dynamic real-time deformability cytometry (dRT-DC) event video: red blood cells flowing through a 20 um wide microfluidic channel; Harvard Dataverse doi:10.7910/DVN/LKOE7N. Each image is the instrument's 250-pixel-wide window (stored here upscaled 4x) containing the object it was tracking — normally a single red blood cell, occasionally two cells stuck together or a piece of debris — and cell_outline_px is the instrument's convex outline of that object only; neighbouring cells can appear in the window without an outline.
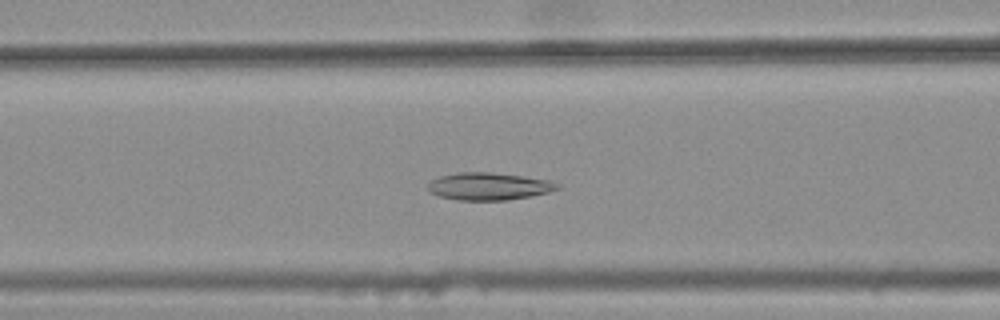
{"species": "common noctule bat (a hibernating species)", "species_latin": "Nyctalus noctula", "temperature_condition": "warm", "stored_images_in_passage": 44, "camera_frame_rate_fps": 3000, "um_per_image_px": 0.085, "animal": {"sex": "female", "body_mass_g": 25.1}, "frame": {"image": 1, "passage_image": 21, "time_ms": 6.667, "image_size_px": [1000, 320], "cell_outline_px": [[560, 188], [548, 192], [532, 196], [508, 200], [456, 200], [440, 196], [428, 192], [428, 184], [432, 180], [440, 176], [456, 172], [492, 172], [548, 180], [560, 184]], "centroid_in_image_um": [41.53, 15.84], "position_along_channel_um": 125.1, "area_um2": 20.69}}
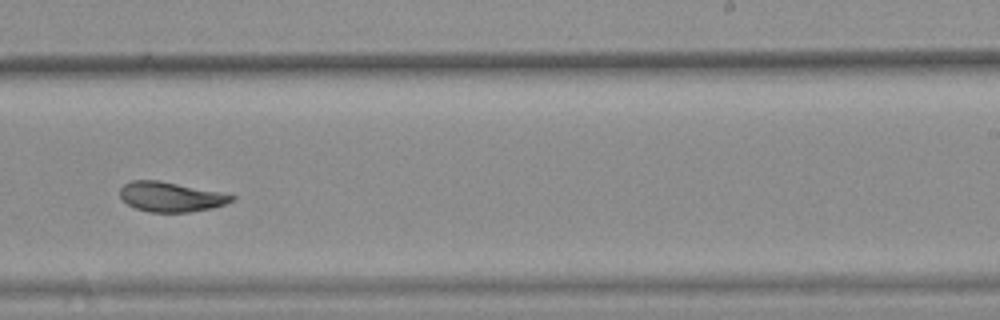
{"frame": {"image": 2, "passage_image": 33, "time_ms": 10.667, "image_size_px": [1000, 320], "cell_outline_px": [[236, 196], [232, 200], [224, 204], [212, 208], [188, 212], [148, 212], [136, 208], [128, 204], [120, 196], [120, 188], [124, 184], [132, 180], [156, 180], [220, 192]], "centroid_in_image_um": [14.49, 16.73], "position_along_channel_um": 274.5, "area_um2": 19.07}}
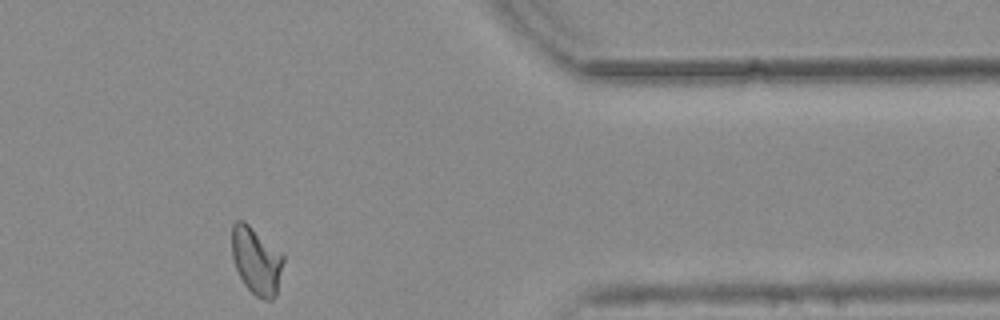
{"frame": {"image": 3, "passage_image": 44, "time_ms": 14.333, "image_size_px": [1000, 320], "cell_outline_px": [[284, 260], [276, 296], [272, 300], [264, 300], [256, 296], [244, 284], [236, 268], [232, 256], [232, 224], [236, 220], [244, 220], [280, 252], [284, 256]], "centroid_in_image_um": [21.79, 22.17], "position_along_channel_um": 389.6, "area_um2": 20.06}, "authors_computed_cell_mechanics": {"area_um2": 20.5479, "velocity_mm_per_s": 3.7437, "shape_relaxation_time_tau1_ms": null, "shape_relaxation_time_tau2_ms": 2.8653, "deformation_change_tau1": null, "deformation_change_tau2": 0.0757}}